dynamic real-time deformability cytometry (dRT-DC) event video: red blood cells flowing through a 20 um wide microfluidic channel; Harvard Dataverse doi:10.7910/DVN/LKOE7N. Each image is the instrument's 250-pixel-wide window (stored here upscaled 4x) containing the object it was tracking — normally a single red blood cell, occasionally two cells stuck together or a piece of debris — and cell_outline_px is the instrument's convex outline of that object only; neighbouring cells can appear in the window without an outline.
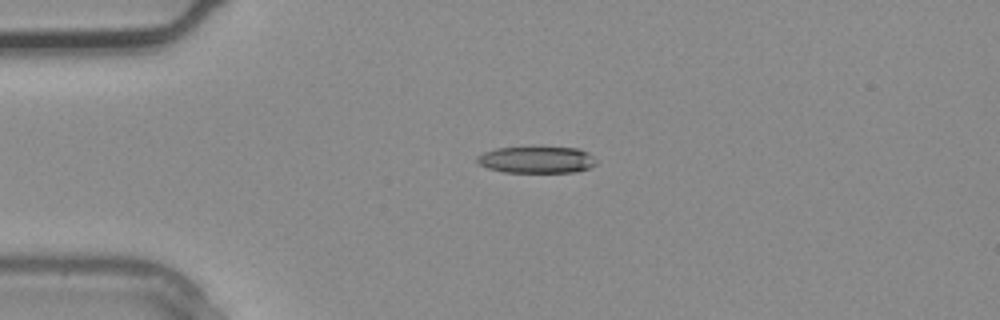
{"species": "common noctule bat (a hibernating species)", "species_latin": "Nyctalus noctula", "temperature_condition": "warm", "stored_images_in_passage": 2, "camera_frame_rate_fps": 3000, "um_per_image_px": 0.085, "animal": {"sex": "male", "body_mass_g": 20.4}, "frame": {"image": 1, "passage_image": 1, "time_ms": 0.0, "image_size_px": [1000, 320], "cell_outline_px": [[596, 164], [588, 168], [576, 172], [504, 172], [488, 168], [480, 164], [476, 160], [476, 156], [484, 152], [496, 148], [576, 148], [588, 152], [596, 160]], "centroid_in_image_um": [45.61, 13.59], "position_along_channel_um": 39.4, "area_um2": 18.26}}